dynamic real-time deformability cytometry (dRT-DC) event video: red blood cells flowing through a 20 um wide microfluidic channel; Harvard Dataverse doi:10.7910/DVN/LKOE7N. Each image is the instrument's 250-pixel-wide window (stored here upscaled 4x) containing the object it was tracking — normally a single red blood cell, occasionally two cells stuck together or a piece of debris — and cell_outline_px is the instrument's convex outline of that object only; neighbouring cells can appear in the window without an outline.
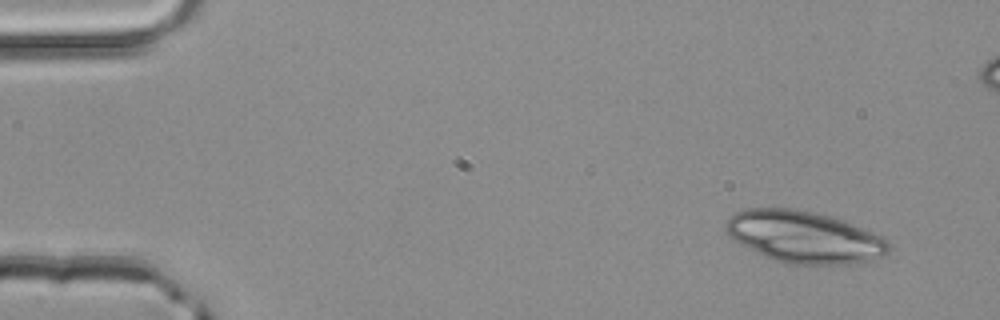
{"species": "common noctule bat (a hibernating species)", "species_latin": "Nyctalus noctula", "temperature_condition": "room temperature", "stored_images_in_passage": 4, "camera_frame_rate_fps": 3000, "um_per_image_px": 0.085, "animal": {"sex": "male", "body_mass_g": 20.4}, "frame": {"image": 1, "passage_image": 1, "time_ms": 0.0, "image_size_px": [1000, 320], "cell_outline_px": [[888, 252], [880, 256], [868, 260], [844, 264], [788, 264], [776, 260], [740, 244], [728, 236], [724, 232], [724, 224], [736, 212], [748, 208], [788, 208], [812, 212], [844, 220], [884, 236], [888, 240]], "centroid_in_image_um": [68.34, 20.13], "position_along_channel_um": 16.7, "area_um2": 48.78}}